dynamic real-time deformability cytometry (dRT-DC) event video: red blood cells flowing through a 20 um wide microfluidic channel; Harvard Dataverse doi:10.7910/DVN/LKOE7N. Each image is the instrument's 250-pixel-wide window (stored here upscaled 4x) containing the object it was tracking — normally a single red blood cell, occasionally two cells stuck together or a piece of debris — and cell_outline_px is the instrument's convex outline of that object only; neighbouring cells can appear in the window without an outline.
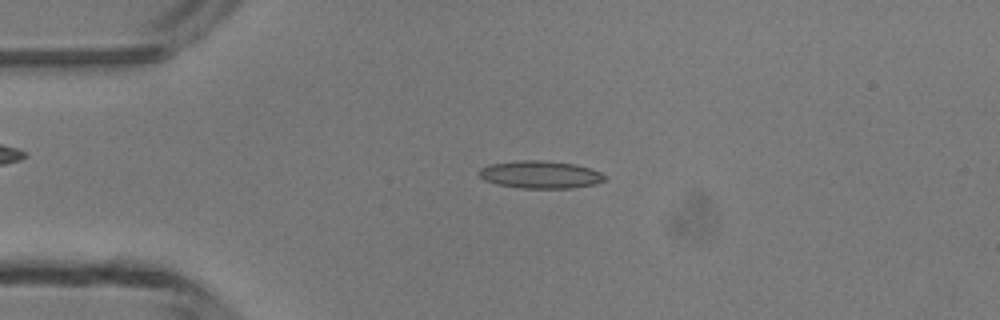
{"species": "common noctule bat (a hibernating species)", "species_latin": "Nyctalus noctula", "temperature_condition": "room temperature", "stored_images_in_passage": 5, "camera_frame_rate_fps": 3000, "um_per_image_px": 0.085, "animal": {"sex": "male", "body_mass_g": 13.3}, "frame": {"image": 1, "passage_image": 3, "time_ms": 2.333, "image_size_px": [1000, 320], "cell_outline_px": [[604, 180], [596, 184], [572, 188], [520, 188], [496, 184], [484, 180], [480, 176], [480, 168], [492, 164], [516, 160], [540, 160], [576, 164], [600, 172], [604, 176]], "centroid_in_image_um": [45.92, 14.84], "position_along_channel_um": 39.1, "area_um2": 20.06}}
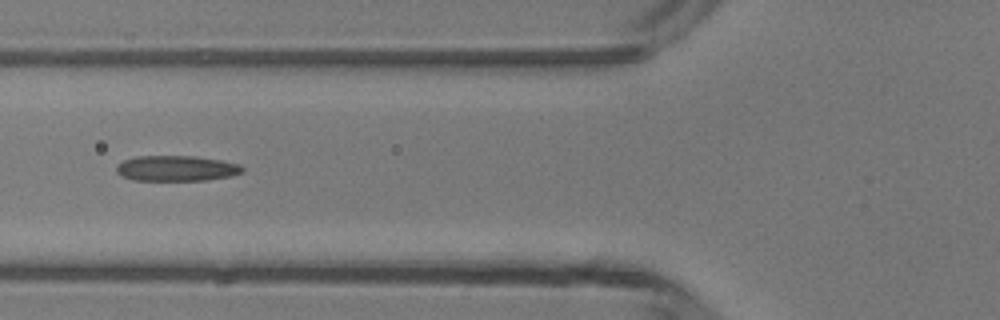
{"frame": {"image": 2, "passage_image": 5, "time_ms": 4.667, "image_size_px": [1000, 320], "cell_outline_px": [[244, 172], [232, 176], [208, 180], [132, 180], [120, 176], [116, 172], [116, 164], [124, 160], [136, 156], [196, 156], [220, 160], [240, 164], [244, 168]], "centroid_in_image_um": [14.99, 14.31], "position_along_channel_um": 110.8, "area_um2": 18.96}}